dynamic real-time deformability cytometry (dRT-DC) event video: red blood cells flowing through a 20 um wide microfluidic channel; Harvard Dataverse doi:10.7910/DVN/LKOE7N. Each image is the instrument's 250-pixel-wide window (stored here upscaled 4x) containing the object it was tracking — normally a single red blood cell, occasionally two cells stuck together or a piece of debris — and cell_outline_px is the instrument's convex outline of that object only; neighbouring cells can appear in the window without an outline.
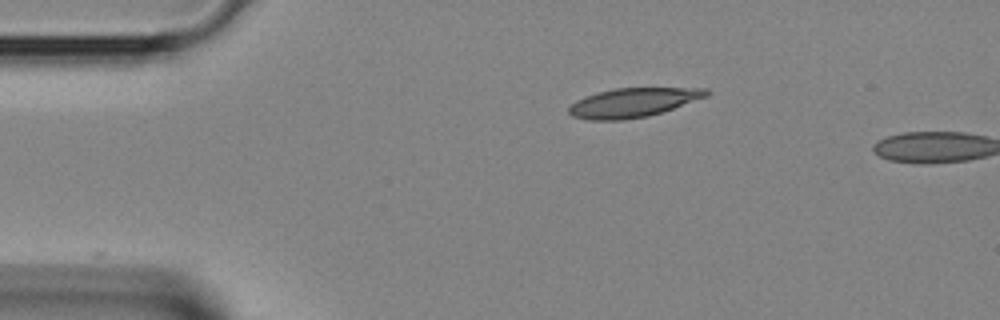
{"species": "Egyptian fruit bat (a non-hibernating species)", "species_latin": "Rousettus aegyptiacus", "temperature_condition": "room temperature", "stored_images_in_passage": 2, "camera_frame_rate_fps": 3000, "um_per_image_px": 0.085, "animal": {"sex": "female"}, "frame": {"image": 1, "passage_image": 1, "time_ms": 0.0, "image_size_px": [1000, 320], "cell_outline_px": [[712, 92], [708, 96], [648, 116], [624, 120], [588, 120], [572, 116], [568, 112], [568, 108], [576, 100], [596, 92], [616, 88], [708, 88]], "centroid_in_image_um": [53.8, 8.71], "position_along_channel_um": 31.2, "area_um2": 23.29}}